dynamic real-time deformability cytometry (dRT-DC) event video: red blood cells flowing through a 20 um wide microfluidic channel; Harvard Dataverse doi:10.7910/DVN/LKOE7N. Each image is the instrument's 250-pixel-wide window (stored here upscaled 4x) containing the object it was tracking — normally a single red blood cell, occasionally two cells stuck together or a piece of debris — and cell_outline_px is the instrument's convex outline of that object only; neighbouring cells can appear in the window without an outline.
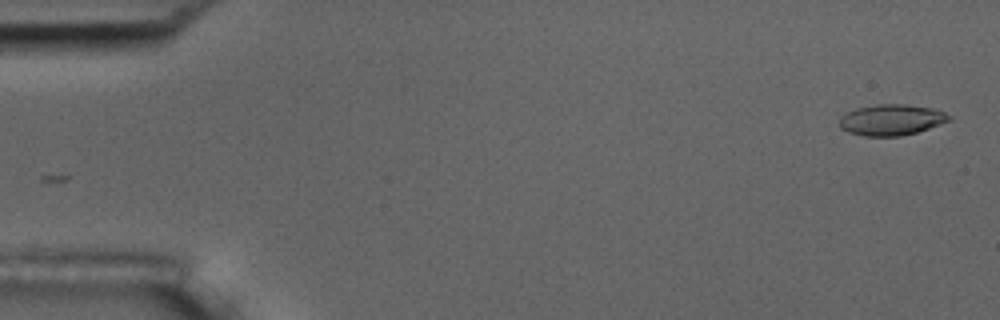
{"species": "common noctule bat (a hibernating species)", "species_latin": "Nyctalus noctula", "temperature_condition": "room temperature", "stored_images_in_passage": 2, "camera_frame_rate_fps": 3000, "um_per_image_px": 0.085, "animal": {"sex": "male", "body_mass_g": 17.5, "forearm_length_mm": 52.3}, "frame": {"image": 1, "passage_image": 2, "time_ms": 1.0, "image_size_px": [1000, 320], "cell_outline_px": [[952, 120], [916, 132], [900, 136], [864, 136], [848, 132], [840, 128], [840, 116], [856, 108], [876, 104], [904, 104], [932, 108], [944, 112], [952, 116]], "centroid_in_image_um": [75.77, 10.18], "position_along_channel_um": 9.2, "area_um2": 19.77}}